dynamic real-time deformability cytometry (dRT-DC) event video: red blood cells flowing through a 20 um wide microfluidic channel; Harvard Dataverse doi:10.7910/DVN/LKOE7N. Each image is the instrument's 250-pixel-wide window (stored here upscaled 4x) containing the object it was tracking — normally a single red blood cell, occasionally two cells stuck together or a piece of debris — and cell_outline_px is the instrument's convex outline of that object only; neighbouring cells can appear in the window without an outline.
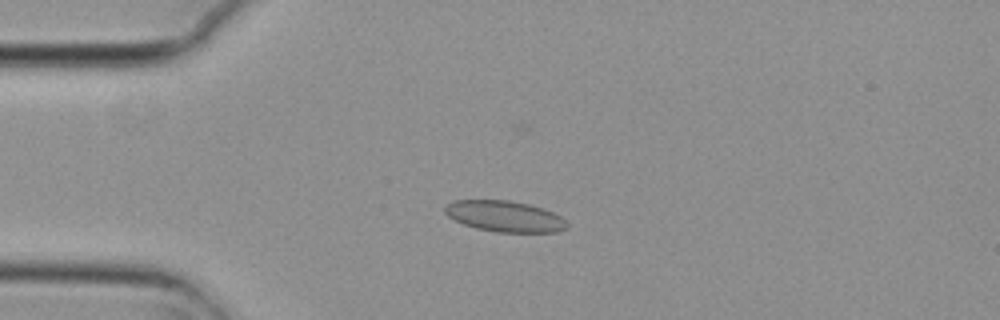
{"species": "common noctule bat (a hibernating species)", "species_latin": "Nyctalus noctula", "temperature_condition": "cold", "stored_images_in_passage": 5, "camera_frame_rate_fps": 3000, "um_per_image_px": 0.085, "animal": {"sex": "female", "body_mass_g": 29.2, "forearm_length_mm": 56.3}, "frame": {"image": 1, "passage_image": 3, "time_ms": 0.667, "image_size_px": [1000, 320], "cell_outline_px": [[568, 228], [556, 232], [496, 232], [476, 228], [464, 224], [448, 216], [444, 212], [444, 204], [456, 200], [508, 200], [528, 204], [544, 208], [560, 216], [568, 224]], "centroid_in_image_um": [42.89, 18.38], "position_along_channel_um": 42.1, "area_um2": 22.08}}
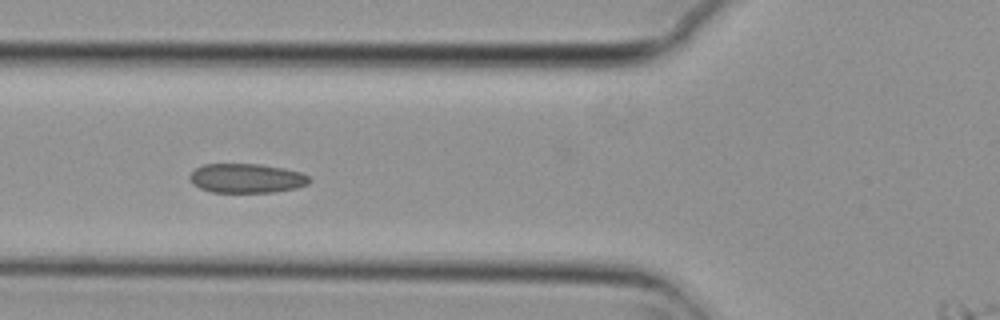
{"frame": {"image": 2, "passage_image": 5, "time_ms": 1.333, "image_size_px": [1000, 320], "cell_outline_px": [[312, 180], [308, 184], [296, 188], [272, 192], [212, 192], [200, 188], [192, 184], [188, 176], [196, 168], [204, 164], [260, 164], [284, 168], [300, 172], [308, 176]], "centroid_in_image_um": [20.95, 15.15], "position_along_channel_um": 104.8, "area_um2": 20.46}}